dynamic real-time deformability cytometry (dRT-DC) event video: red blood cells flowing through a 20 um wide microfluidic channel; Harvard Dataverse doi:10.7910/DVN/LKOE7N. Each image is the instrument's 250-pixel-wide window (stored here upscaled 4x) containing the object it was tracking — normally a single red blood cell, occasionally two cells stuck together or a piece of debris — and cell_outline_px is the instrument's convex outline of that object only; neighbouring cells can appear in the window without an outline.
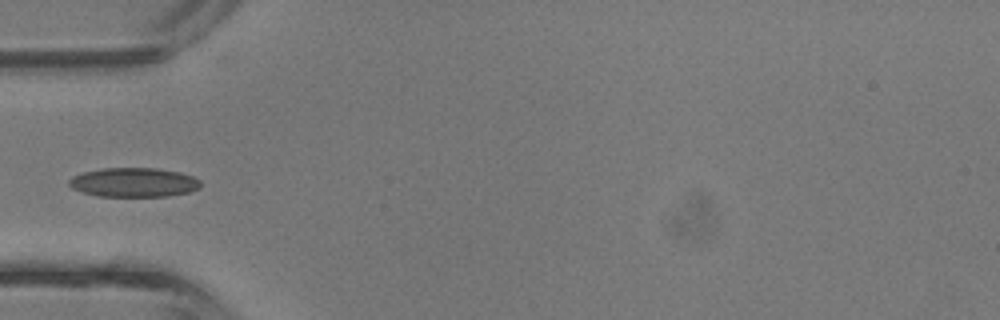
{"species": "common noctule bat (a hibernating species)", "species_latin": "Nyctalus noctula", "temperature_condition": "room temperature", "stored_images_in_passage": 5, "camera_frame_rate_fps": 3000, "um_per_image_px": 0.085, "animal": {"sex": "male", "body_mass_g": 13.3}, "frame": {"image": 1, "passage_image": 5, "time_ms": 1.333, "image_size_px": [1000, 320], "cell_outline_px": [[200, 188], [188, 192], [168, 196], [96, 196], [72, 188], [68, 184], [68, 180], [72, 176], [84, 172], [100, 168], [156, 168], [180, 172], [192, 176], [200, 180]], "centroid_in_image_um": [11.36, 15.5], "position_along_channel_um": 73.6, "area_um2": 22.43}}